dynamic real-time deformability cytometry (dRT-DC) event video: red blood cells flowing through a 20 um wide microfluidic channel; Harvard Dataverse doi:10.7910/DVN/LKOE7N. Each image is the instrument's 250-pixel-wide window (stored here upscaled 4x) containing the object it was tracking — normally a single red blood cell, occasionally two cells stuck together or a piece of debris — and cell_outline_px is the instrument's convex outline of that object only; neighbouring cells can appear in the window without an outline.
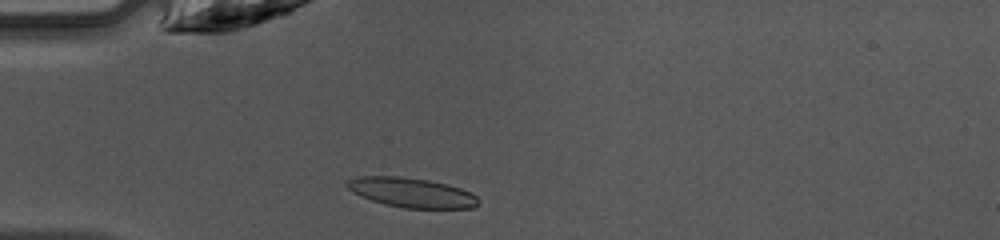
{"species": "common noctule bat (a hibernating species)", "species_latin": "Nyctalus noctula", "temperature_condition": "warm", "stored_images_in_passage": 36, "camera_frame_rate_fps": 3000, "um_per_image_px": 0.085, "animal": {"sex": "female", "body_mass_g": 10.0, "forearm_length_mm": 53.1}, "frame": {"image": 1, "passage_image": 2, "time_ms": 0.333, "image_size_px": [1000, 240], "cell_outline_px": [[480, 204], [472, 208], [404, 208], [384, 204], [360, 196], [352, 192], [344, 184], [348, 180], [356, 176], [400, 176], [428, 180], [448, 184], [472, 192], [480, 200]], "centroid_in_image_um": [34.99, 16.36], "position_along_channel_um": 50.0, "area_um2": 22.89}}
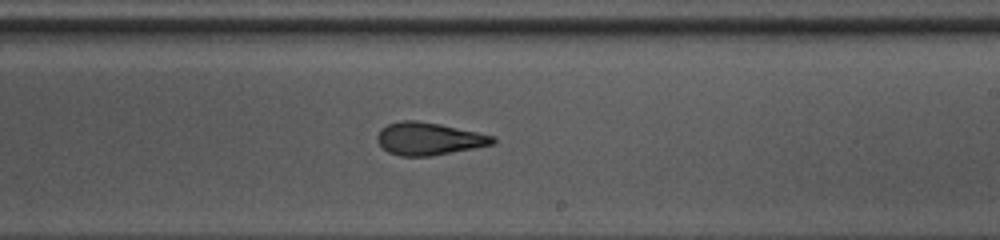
{"frame": {"image": 2, "passage_image": 17, "time_ms": 5.333, "image_size_px": [1000, 240], "cell_outline_px": [[496, 140], [492, 144], [432, 156], [400, 156], [388, 152], [380, 144], [376, 136], [380, 128], [388, 124], [400, 120], [416, 120], [440, 124], [476, 132], [492, 136]], "centroid_in_image_um": [36.39, 11.79], "position_along_channel_um": 252.6, "area_um2": 21.68}}
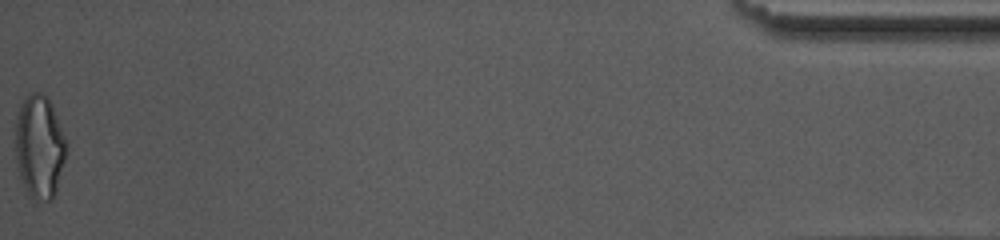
{"frame": {"image": 3, "passage_image": 36, "time_ms": 11.667, "image_size_px": [1000, 240], "cell_outline_px": [[68, 144], [56, 192], [52, 200], [36, 204], [28, 196], [20, 176], [16, 156], [16, 116], [20, 104], [28, 92], [40, 92], [52, 104], [68, 140]], "centroid_in_image_um": [3.37, 12.5], "position_along_channel_um": 431.8, "area_um2": 31.27}, "authors_computed_cell_mechanics": {"area_um2": 22.4842, "velocity_mm_per_s": 4.2851, "shape_relaxation_time_tau1_ms": 6.4428, "shape_relaxation_time_tau2_ms": 2.0898, "deformation_change_tau1": 0.211, "deformation_change_tau2": 0.0913}}